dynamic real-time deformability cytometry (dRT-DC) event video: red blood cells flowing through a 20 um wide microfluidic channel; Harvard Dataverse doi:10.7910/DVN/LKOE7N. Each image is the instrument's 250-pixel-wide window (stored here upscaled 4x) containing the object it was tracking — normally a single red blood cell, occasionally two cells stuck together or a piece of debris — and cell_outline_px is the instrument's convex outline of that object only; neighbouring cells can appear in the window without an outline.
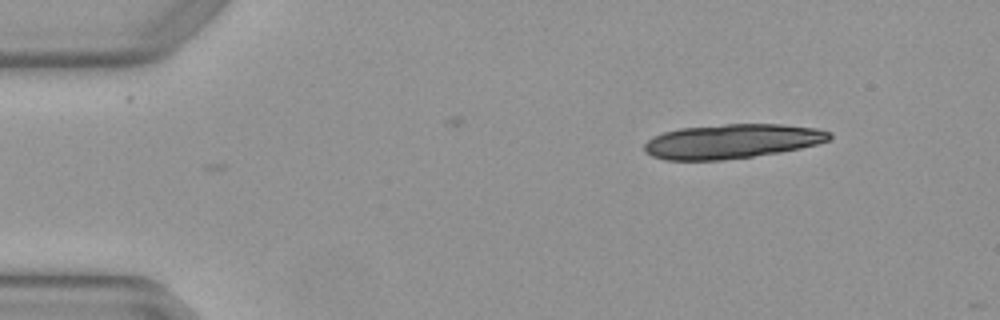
{"species": "Egyptian fruit bat (a non-hibernating species)", "species_latin": "Rousettus aegyptiacus", "temperature_condition": "warm", "stored_images_in_passage": 2, "camera_frame_rate_fps": 3000, "um_per_image_px": 0.085, "animal": {"sex": "female"}, "frame": {"image": 1, "passage_image": 2, "time_ms": 0.333, "image_size_px": [1000, 320], "cell_outline_px": [[832, 136], [828, 140], [816, 144], [800, 148], [780, 152], [752, 156], [720, 160], [664, 160], [652, 156], [644, 152], [644, 144], [648, 140], [664, 132], [680, 128], [724, 124], [780, 124], [816, 128], [832, 132]], "centroid_in_image_um": [62.2, 12.01], "position_along_channel_um": 22.8, "area_um2": 36.99}}